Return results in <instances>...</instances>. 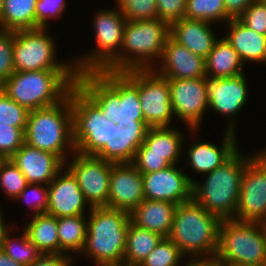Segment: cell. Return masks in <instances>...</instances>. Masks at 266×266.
I'll return each instance as SVG.
<instances>
[{"mask_svg": "<svg viewBox=\"0 0 266 266\" xmlns=\"http://www.w3.org/2000/svg\"><path fill=\"white\" fill-rule=\"evenodd\" d=\"M75 84L100 108L105 119L121 126L145 120L138 89L121 72H82Z\"/></svg>", "mask_w": 266, "mask_h": 266, "instance_id": "obj_1", "label": "cell"}, {"mask_svg": "<svg viewBox=\"0 0 266 266\" xmlns=\"http://www.w3.org/2000/svg\"><path fill=\"white\" fill-rule=\"evenodd\" d=\"M221 219L193 199L178 204L168 236L191 262H213L217 249Z\"/></svg>", "mask_w": 266, "mask_h": 266, "instance_id": "obj_2", "label": "cell"}, {"mask_svg": "<svg viewBox=\"0 0 266 266\" xmlns=\"http://www.w3.org/2000/svg\"><path fill=\"white\" fill-rule=\"evenodd\" d=\"M75 69L15 71L2 90L29 111L55 105L62 101L75 85Z\"/></svg>", "mask_w": 266, "mask_h": 266, "instance_id": "obj_3", "label": "cell"}, {"mask_svg": "<svg viewBox=\"0 0 266 266\" xmlns=\"http://www.w3.org/2000/svg\"><path fill=\"white\" fill-rule=\"evenodd\" d=\"M87 234L81 253L97 265H124L130 214L105 206L88 208Z\"/></svg>", "mask_w": 266, "mask_h": 266, "instance_id": "obj_4", "label": "cell"}, {"mask_svg": "<svg viewBox=\"0 0 266 266\" xmlns=\"http://www.w3.org/2000/svg\"><path fill=\"white\" fill-rule=\"evenodd\" d=\"M254 156L244 157L238 149L222 165L207 173L204 183L193 182L192 199L221 220L235 219L244 168Z\"/></svg>", "mask_w": 266, "mask_h": 266, "instance_id": "obj_5", "label": "cell"}, {"mask_svg": "<svg viewBox=\"0 0 266 266\" xmlns=\"http://www.w3.org/2000/svg\"><path fill=\"white\" fill-rule=\"evenodd\" d=\"M169 37L170 24L158 18L126 21L120 55L105 70L153 69L156 66L152 63H156L155 59L161 60Z\"/></svg>", "mask_w": 266, "mask_h": 266, "instance_id": "obj_6", "label": "cell"}, {"mask_svg": "<svg viewBox=\"0 0 266 266\" xmlns=\"http://www.w3.org/2000/svg\"><path fill=\"white\" fill-rule=\"evenodd\" d=\"M25 143L40 150L54 153L65 163V151L75 152L73 143V112L71 89L59 103L31 110L25 129Z\"/></svg>", "mask_w": 266, "mask_h": 266, "instance_id": "obj_7", "label": "cell"}, {"mask_svg": "<svg viewBox=\"0 0 266 266\" xmlns=\"http://www.w3.org/2000/svg\"><path fill=\"white\" fill-rule=\"evenodd\" d=\"M216 265H266V223L222 219Z\"/></svg>", "mask_w": 266, "mask_h": 266, "instance_id": "obj_8", "label": "cell"}, {"mask_svg": "<svg viewBox=\"0 0 266 266\" xmlns=\"http://www.w3.org/2000/svg\"><path fill=\"white\" fill-rule=\"evenodd\" d=\"M71 107L75 151L95 155L102 147H111L114 122L105 119L100 108L76 84L71 88Z\"/></svg>", "mask_w": 266, "mask_h": 266, "instance_id": "obj_9", "label": "cell"}, {"mask_svg": "<svg viewBox=\"0 0 266 266\" xmlns=\"http://www.w3.org/2000/svg\"><path fill=\"white\" fill-rule=\"evenodd\" d=\"M126 21L118 8L97 12L93 22L97 47L73 62L77 74L105 70L120 55Z\"/></svg>", "mask_w": 266, "mask_h": 266, "instance_id": "obj_10", "label": "cell"}, {"mask_svg": "<svg viewBox=\"0 0 266 266\" xmlns=\"http://www.w3.org/2000/svg\"><path fill=\"white\" fill-rule=\"evenodd\" d=\"M137 89L145 122L150 128L169 127L173 119L169 80L153 69L121 72Z\"/></svg>", "mask_w": 266, "mask_h": 266, "instance_id": "obj_11", "label": "cell"}, {"mask_svg": "<svg viewBox=\"0 0 266 266\" xmlns=\"http://www.w3.org/2000/svg\"><path fill=\"white\" fill-rule=\"evenodd\" d=\"M54 40L47 35L46 28L15 31L13 46L15 71L75 69L71 63H58Z\"/></svg>", "mask_w": 266, "mask_h": 266, "instance_id": "obj_12", "label": "cell"}, {"mask_svg": "<svg viewBox=\"0 0 266 266\" xmlns=\"http://www.w3.org/2000/svg\"><path fill=\"white\" fill-rule=\"evenodd\" d=\"M235 220L266 223V162L257 153L244 168Z\"/></svg>", "mask_w": 266, "mask_h": 266, "instance_id": "obj_13", "label": "cell"}, {"mask_svg": "<svg viewBox=\"0 0 266 266\" xmlns=\"http://www.w3.org/2000/svg\"><path fill=\"white\" fill-rule=\"evenodd\" d=\"M70 164L65 167L76 177L85 200L91 207H102L108 204L109 182L112 162L94 155H83L74 152Z\"/></svg>", "mask_w": 266, "mask_h": 266, "instance_id": "obj_14", "label": "cell"}, {"mask_svg": "<svg viewBox=\"0 0 266 266\" xmlns=\"http://www.w3.org/2000/svg\"><path fill=\"white\" fill-rule=\"evenodd\" d=\"M174 116L198 131L204 113L208 110L207 77L168 79Z\"/></svg>", "mask_w": 266, "mask_h": 266, "instance_id": "obj_15", "label": "cell"}, {"mask_svg": "<svg viewBox=\"0 0 266 266\" xmlns=\"http://www.w3.org/2000/svg\"><path fill=\"white\" fill-rule=\"evenodd\" d=\"M144 197L147 200L185 203L192 200L193 180L177 166L171 165L166 169L144 173Z\"/></svg>", "mask_w": 266, "mask_h": 266, "instance_id": "obj_16", "label": "cell"}, {"mask_svg": "<svg viewBox=\"0 0 266 266\" xmlns=\"http://www.w3.org/2000/svg\"><path fill=\"white\" fill-rule=\"evenodd\" d=\"M144 197L142 173L131 163H113L109 182V198L105 207L130 213Z\"/></svg>", "mask_w": 266, "mask_h": 266, "instance_id": "obj_17", "label": "cell"}, {"mask_svg": "<svg viewBox=\"0 0 266 266\" xmlns=\"http://www.w3.org/2000/svg\"><path fill=\"white\" fill-rule=\"evenodd\" d=\"M64 169L48 184L47 213L57 218L83 215L86 206L92 207L85 200L76 177L68 168Z\"/></svg>", "mask_w": 266, "mask_h": 266, "instance_id": "obj_18", "label": "cell"}, {"mask_svg": "<svg viewBox=\"0 0 266 266\" xmlns=\"http://www.w3.org/2000/svg\"><path fill=\"white\" fill-rule=\"evenodd\" d=\"M10 159L19 168L27 183L48 185L65 167L56 154L34 148L24 143Z\"/></svg>", "mask_w": 266, "mask_h": 266, "instance_id": "obj_19", "label": "cell"}, {"mask_svg": "<svg viewBox=\"0 0 266 266\" xmlns=\"http://www.w3.org/2000/svg\"><path fill=\"white\" fill-rule=\"evenodd\" d=\"M208 109L236 116L247 103L248 89L245 73L226 78H207Z\"/></svg>", "mask_w": 266, "mask_h": 266, "instance_id": "obj_20", "label": "cell"}, {"mask_svg": "<svg viewBox=\"0 0 266 266\" xmlns=\"http://www.w3.org/2000/svg\"><path fill=\"white\" fill-rule=\"evenodd\" d=\"M149 128L145 120H135V124L123 126L114 122L111 147H102L94 156L112 163L133 162Z\"/></svg>", "mask_w": 266, "mask_h": 266, "instance_id": "obj_21", "label": "cell"}, {"mask_svg": "<svg viewBox=\"0 0 266 266\" xmlns=\"http://www.w3.org/2000/svg\"><path fill=\"white\" fill-rule=\"evenodd\" d=\"M233 118L229 120L221 147H217V145L210 142L201 141L190 144L187 155L192 170L206 176L207 173L222 165L239 149L235 139L236 126L233 124L235 122Z\"/></svg>", "mask_w": 266, "mask_h": 266, "instance_id": "obj_22", "label": "cell"}, {"mask_svg": "<svg viewBox=\"0 0 266 266\" xmlns=\"http://www.w3.org/2000/svg\"><path fill=\"white\" fill-rule=\"evenodd\" d=\"M161 66L154 70L167 79L200 78L206 76L205 59L197 56L171 37L165 43Z\"/></svg>", "mask_w": 266, "mask_h": 266, "instance_id": "obj_23", "label": "cell"}, {"mask_svg": "<svg viewBox=\"0 0 266 266\" xmlns=\"http://www.w3.org/2000/svg\"><path fill=\"white\" fill-rule=\"evenodd\" d=\"M210 25L207 21L184 17L170 24V37L197 56L206 59L219 39Z\"/></svg>", "mask_w": 266, "mask_h": 266, "instance_id": "obj_24", "label": "cell"}, {"mask_svg": "<svg viewBox=\"0 0 266 266\" xmlns=\"http://www.w3.org/2000/svg\"><path fill=\"white\" fill-rule=\"evenodd\" d=\"M176 207L177 204L173 202L144 199L129 213L130 221L167 238L171 232Z\"/></svg>", "mask_w": 266, "mask_h": 266, "instance_id": "obj_25", "label": "cell"}, {"mask_svg": "<svg viewBox=\"0 0 266 266\" xmlns=\"http://www.w3.org/2000/svg\"><path fill=\"white\" fill-rule=\"evenodd\" d=\"M226 26L229 32L224 37L236 50L244 65L246 61L266 62V35L253 31L239 19H230Z\"/></svg>", "mask_w": 266, "mask_h": 266, "instance_id": "obj_26", "label": "cell"}, {"mask_svg": "<svg viewBox=\"0 0 266 266\" xmlns=\"http://www.w3.org/2000/svg\"><path fill=\"white\" fill-rule=\"evenodd\" d=\"M207 78L235 77L243 74L244 63L225 37L218 39L205 59Z\"/></svg>", "mask_w": 266, "mask_h": 266, "instance_id": "obj_27", "label": "cell"}, {"mask_svg": "<svg viewBox=\"0 0 266 266\" xmlns=\"http://www.w3.org/2000/svg\"><path fill=\"white\" fill-rule=\"evenodd\" d=\"M183 133L173 127H153L149 128L144 139V144L148 147V154L165 156V160L170 165H177L182 154Z\"/></svg>", "mask_w": 266, "mask_h": 266, "instance_id": "obj_28", "label": "cell"}, {"mask_svg": "<svg viewBox=\"0 0 266 266\" xmlns=\"http://www.w3.org/2000/svg\"><path fill=\"white\" fill-rule=\"evenodd\" d=\"M162 238L159 234L138 227L130 221L126 236L124 265L139 266Z\"/></svg>", "mask_w": 266, "mask_h": 266, "instance_id": "obj_29", "label": "cell"}, {"mask_svg": "<svg viewBox=\"0 0 266 266\" xmlns=\"http://www.w3.org/2000/svg\"><path fill=\"white\" fill-rule=\"evenodd\" d=\"M23 229L42 253L59 254L57 217L48 213L34 214Z\"/></svg>", "mask_w": 266, "mask_h": 266, "instance_id": "obj_30", "label": "cell"}, {"mask_svg": "<svg viewBox=\"0 0 266 266\" xmlns=\"http://www.w3.org/2000/svg\"><path fill=\"white\" fill-rule=\"evenodd\" d=\"M37 0H4L0 29L19 31L36 28Z\"/></svg>", "mask_w": 266, "mask_h": 266, "instance_id": "obj_31", "label": "cell"}, {"mask_svg": "<svg viewBox=\"0 0 266 266\" xmlns=\"http://www.w3.org/2000/svg\"><path fill=\"white\" fill-rule=\"evenodd\" d=\"M84 215L57 218L59 254L82 252L87 234V219Z\"/></svg>", "mask_w": 266, "mask_h": 266, "instance_id": "obj_32", "label": "cell"}, {"mask_svg": "<svg viewBox=\"0 0 266 266\" xmlns=\"http://www.w3.org/2000/svg\"><path fill=\"white\" fill-rule=\"evenodd\" d=\"M13 229L14 227L5 234L1 250L14 261L22 264L23 266H28L38 259L43 253L34 243L30 241V238L25 230L22 235L12 238L10 234Z\"/></svg>", "mask_w": 266, "mask_h": 266, "instance_id": "obj_33", "label": "cell"}, {"mask_svg": "<svg viewBox=\"0 0 266 266\" xmlns=\"http://www.w3.org/2000/svg\"><path fill=\"white\" fill-rule=\"evenodd\" d=\"M185 18L203 20L210 23L227 22L224 0H187Z\"/></svg>", "mask_w": 266, "mask_h": 266, "instance_id": "obj_34", "label": "cell"}, {"mask_svg": "<svg viewBox=\"0 0 266 266\" xmlns=\"http://www.w3.org/2000/svg\"><path fill=\"white\" fill-rule=\"evenodd\" d=\"M183 257L185 256L172 240L162 238L139 266H179Z\"/></svg>", "mask_w": 266, "mask_h": 266, "instance_id": "obj_35", "label": "cell"}, {"mask_svg": "<svg viewBox=\"0 0 266 266\" xmlns=\"http://www.w3.org/2000/svg\"><path fill=\"white\" fill-rule=\"evenodd\" d=\"M29 110L11 99L3 90L0 92V122L21 128L24 132Z\"/></svg>", "mask_w": 266, "mask_h": 266, "instance_id": "obj_36", "label": "cell"}, {"mask_svg": "<svg viewBox=\"0 0 266 266\" xmlns=\"http://www.w3.org/2000/svg\"><path fill=\"white\" fill-rule=\"evenodd\" d=\"M117 7L127 21L158 18L156 0H116Z\"/></svg>", "mask_w": 266, "mask_h": 266, "instance_id": "obj_37", "label": "cell"}, {"mask_svg": "<svg viewBox=\"0 0 266 266\" xmlns=\"http://www.w3.org/2000/svg\"><path fill=\"white\" fill-rule=\"evenodd\" d=\"M27 184L23 173L9 158L0 171V189L9 198L15 199L25 189Z\"/></svg>", "mask_w": 266, "mask_h": 266, "instance_id": "obj_38", "label": "cell"}, {"mask_svg": "<svg viewBox=\"0 0 266 266\" xmlns=\"http://www.w3.org/2000/svg\"><path fill=\"white\" fill-rule=\"evenodd\" d=\"M15 31L0 29V82L4 83L14 72L13 46Z\"/></svg>", "mask_w": 266, "mask_h": 266, "instance_id": "obj_39", "label": "cell"}, {"mask_svg": "<svg viewBox=\"0 0 266 266\" xmlns=\"http://www.w3.org/2000/svg\"><path fill=\"white\" fill-rule=\"evenodd\" d=\"M15 200H26L25 202L31 207V210H36L35 215L47 213L48 185H45L44 187L42 184L28 183L25 189L14 199V201Z\"/></svg>", "mask_w": 266, "mask_h": 266, "instance_id": "obj_40", "label": "cell"}, {"mask_svg": "<svg viewBox=\"0 0 266 266\" xmlns=\"http://www.w3.org/2000/svg\"><path fill=\"white\" fill-rule=\"evenodd\" d=\"M238 19L253 31L266 35L265 0H256L252 2Z\"/></svg>", "mask_w": 266, "mask_h": 266, "instance_id": "obj_41", "label": "cell"}, {"mask_svg": "<svg viewBox=\"0 0 266 266\" xmlns=\"http://www.w3.org/2000/svg\"><path fill=\"white\" fill-rule=\"evenodd\" d=\"M25 143V133L21 128L0 122V153L10 158Z\"/></svg>", "mask_w": 266, "mask_h": 266, "instance_id": "obj_42", "label": "cell"}, {"mask_svg": "<svg viewBox=\"0 0 266 266\" xmlns=\"http://www.w3.org/2000/svg\"><path fill=\"white\" fill-rule=\"evenodd\" d=\"M132 163L142 174L163 170L171 166L165 160V156L148 154V147L144 143L137 149Z\"/></svg>", "mask_w": 266, "mask_h": 266, "instance_id": "obj_43", "label": "cell"}, {"mask_svg": "<svg viewBox=\"0 0 266 266\" xmlns=\"http://www.w3.org/2000/svg\"><path fill=\"white\" fill-rule=\"evenodd\" d=\"M65 7V0H37L36 28H47L48 20L51 18H60Z\"/></svg>", "mask_w": 266, "mask_h": 266, "instance_id": "obj_44", "label": "cell"}, {"mask_svg": "<svg viewBox=\"0 0 266 266\" xmlns=\"http://www.w3.org/2000/svg\"><path fill=\"white\" fill-rule=\"evenodd\" d=\"M187 0H156L159 20L172 24L184 18Z\"/></svg>", "mask_w": 266, "mask_h": 266, "instance_id": "obj_45", "label": "cell"}, {"mask_svg": "<svg viewBox=\"0 0 266 266\" xmlns=\"http://www.w3.org/2000/svg\"><path fill=\"white\" fill-rule=\"evenodd\" d=\"M72 256L64 253L48 254L43 253L38 259L28 266H71Z\"/></svg>", "mask_w": 266, "mask_h": 266, "instance_id": "obj_46", "label": "cell"}, {"mask_svg": "<svg viewBox=\"0 0 266 266\" xmlns=\"http://www.w3.org/2000/svg\"><path fill=\"white\" fill-rule=\"evenodd\" d=\"M256 0H224L226 14L231 19H238Z\"/></svg>", "mask_w": 266, "mask_h": 266, "instance_id": "obj_47", "label": "cell"}, {"mask_svg": "<svg viewBox=\"0 0 266 266\" xmlns=\"http://www.w3.org/2000/svg\"><path fill=\"white\" fill-rule=\"evenodd\" d=\"M0 266H23L22 264L14 261L0 250Z\"/></svg>", "mask_w": 266, "mask_h": 266, "instance_id": "obj_48", "label": "cell"}, {"mask_svg": "<svg viewBox=\"0 0 266 266\" xmlns=\"http://www.w3.org/2000/svg\"><path fill=\"white\" fill-rule=\"evenodd\" d=\"M3 216L0 209V250L2 247V243L4 241L5 234L12 228L9 224L6 225L5 222H3Z\"/></svg>", "mask_w": 266, "mask_h": 266, "instance_id": "obj_49", "label": "cell"}, {"mask_svg": "<svg viewBox=\"0 0 266 266\" xmlns=\"http://www.w3.org/2000/svg\"><path fill=\"white\" fill-rule=\"evenodd\" d=\"M189 266H218L213 262H191L189 261Z\"/></svg>", "mask_w": 266, "mask_h": 266, "instance_id": "obj_50", "label": "cell"}, {"mask_svg": "<svg viewBox=\"0 0 266 266\" xmlns=\"http://www.w3.org/2000/svg\"><path fill=\"white\" fill-rule=\"evenodd\" d=\"M8 159L9 158L6 155H4L3 153H0V171Z\"/></svg>", "mask_w": 266, "mask_h": 266, "instance_id": "obj_51", "label": "cell"}, {"mask_svg": "<svg viewBox=\"0 0 266 266\" xmlns=\"http://www.w3.org/2000/svg\"><path fill=\"white\" fill-rule=\"evenodd\" d=\"M218 266H266V265L232 264V265H218Z\"/></svg>", "mask_w": 266, "mask_h": 266, "instance_id": "obj_52", "label": "cell"}, {"mask_svg": "<svg viewBox=\"0 0 266 266\" xmlns=\"http://www.w3.org/2000/svg\"><path fill=\"white\" fill-rule=\"evenodd\" d=\"M257 154L266 162V156L261 151Z\"/></svg>", "mask_w": 266, "mask_h": 266, "instance_id": "obj_53", "label": "cell"}, {"mask_svg": "<svg viewBox=\"0 0 266 266\" xmlns=\"http://www.w3.org/2000/svg\"><path fill=\"white\" fill-rule=\"evenodd\" d=\"M3 4H4V0H0V13H1V11H2Z\"/></svg>", "mask_w": 266, "mask_h": 266, "instance_id": "obj_54", "label": "cell"}, {"mask_svg": "<svg viewBox=\"0 0 266 266\" xmlns=\"http://www.w3.org/2000/svg\"><path fill=\"white\" fill-rule=\"evenodd\" d=\"M2 86H3V83L0 82V92L2 91Z\"/></svg>", "mask_w": 266, "mask_h": 266, "instance_id": "obj_55", "label": "cell"}, {"mask_svg": "<svg viewBox=\"0 0 266 266\" xmlns=\"http://www.w3.org/2000/svg\"><path fill=\"white\" fill-rule=\"evenodd\" d=\"M266 156V148L265 150L261 151Z\"/></svg>", "mask_w": 266, "mask_h": 266, "instance_id": "obj_56", "label": "cell"}, {"mask_svg": "<svg viewBox=\"0 0 266 266\" xmlns=\"http://www.w3.org/2000/svg\"><path fill=\"white\" fill-rule=\"evenodd\" d=\"M97 266H117V265H97Z\"/></svg>", "mask_w": 266, "mask_h": 266, "instance_id": "obj_57", "label": "cell"}]
</instances>
